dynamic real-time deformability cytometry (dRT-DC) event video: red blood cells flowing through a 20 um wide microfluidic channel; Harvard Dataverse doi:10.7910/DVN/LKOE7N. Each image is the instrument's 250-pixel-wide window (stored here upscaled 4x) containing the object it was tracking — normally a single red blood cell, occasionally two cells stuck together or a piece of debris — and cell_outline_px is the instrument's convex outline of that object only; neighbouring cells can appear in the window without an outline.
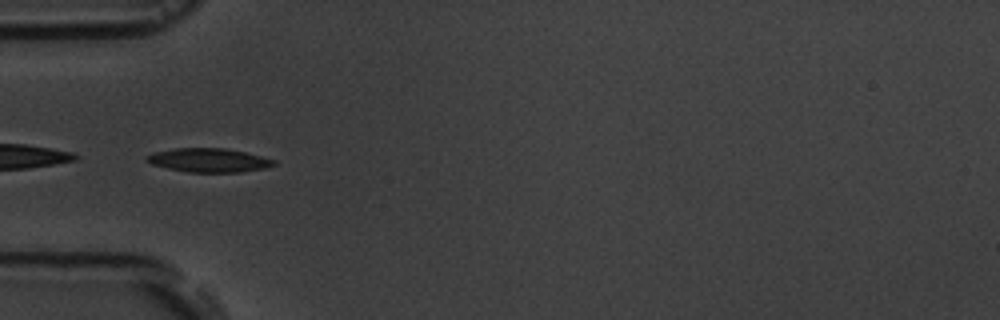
{"species": "common noctule bat (a hibernating species)", "species_latin": "Nyctalus noctula", "temperature_condition": "room temperature", "stored_images_in_passage": 6, "camera_frame_rate_fps": 3000, "um_per_image_px": 0.085, "animal": {"sex": "male", "body_mass_g": 19.5, "forearm_length_mm": 54.6}, "frame": {"image": 1, "passage_image": 5, "time_ms": 4.333, "image_size_px": [1000, 320], "cell_outline_px": [[276, 164], [264, 168], [240, 172], [188, 172], [168, 168], [152, 164], [144, 160], [144, 156], [156, 152], [176, 148], [224, 148], [244, 152], [276, 160]], "centroid_in_image_um": [17.72, 13.62], "position_along_channel_um": 67.3, "area_um2": 17.51}}
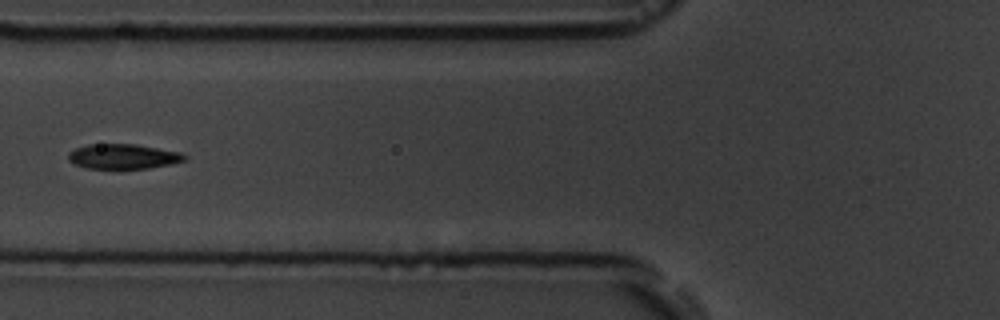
{"frame": {"image": 2, "passage_image": 6, "time_ms": 5.667, "image_size_px": [1000, 320], "cell_outline_px": [[188, 160], [172, 164], [148, 168], [88, 168], [76, 164], [68, 160], [68, 152], [76, 148], [88, 144], [136, 144], [180, 152], [188, 156]], "centroid_in_image_um": [10.51, 13.29], "position_along_channel_um": 115.3, "area_um2": 16.88}}